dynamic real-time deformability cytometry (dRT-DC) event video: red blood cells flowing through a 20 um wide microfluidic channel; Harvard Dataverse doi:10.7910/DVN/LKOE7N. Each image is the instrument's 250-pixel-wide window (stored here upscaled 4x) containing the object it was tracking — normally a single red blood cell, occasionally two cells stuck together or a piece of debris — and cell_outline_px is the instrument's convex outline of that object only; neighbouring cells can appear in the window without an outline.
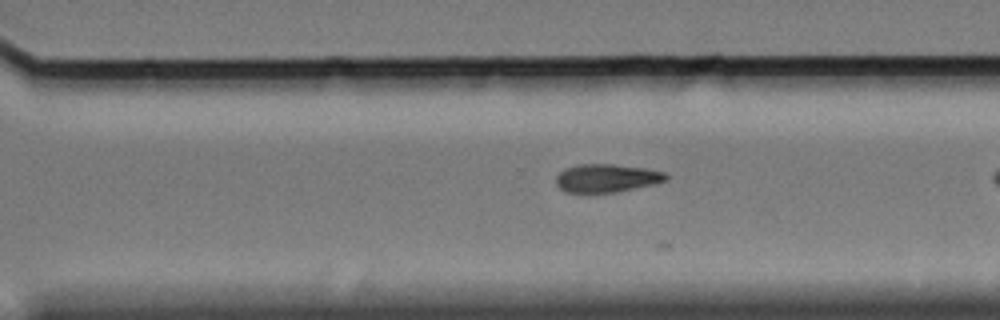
{"species": "Egyptian fruit bat (a non-hibernating species)", "species_latin": "Rousettus aegyptiacus", "temperature_condition": "cold", "stored_images_in_passage": 26, "camera_frame_rate_fps": 3000, "um_per_image_px": 0.085, "animal": {"sex": "female"}, "frame": {"image": 1, "passage_image": 19, "time_ms": 6.0, "image_size_px": [1000, 320], "cell_outline_px": [[668, 180], [652, 184], [616, 192], [564, 192], [556, 184], [556, 176], [564, 168], [576, 164], [612, 164], [644, 168], [664, 172], [668, 176]], "centroid_in_image_um": [51.53, 15.13], "position_along_channel_um": 319.1, "area_um2": 17.98}}